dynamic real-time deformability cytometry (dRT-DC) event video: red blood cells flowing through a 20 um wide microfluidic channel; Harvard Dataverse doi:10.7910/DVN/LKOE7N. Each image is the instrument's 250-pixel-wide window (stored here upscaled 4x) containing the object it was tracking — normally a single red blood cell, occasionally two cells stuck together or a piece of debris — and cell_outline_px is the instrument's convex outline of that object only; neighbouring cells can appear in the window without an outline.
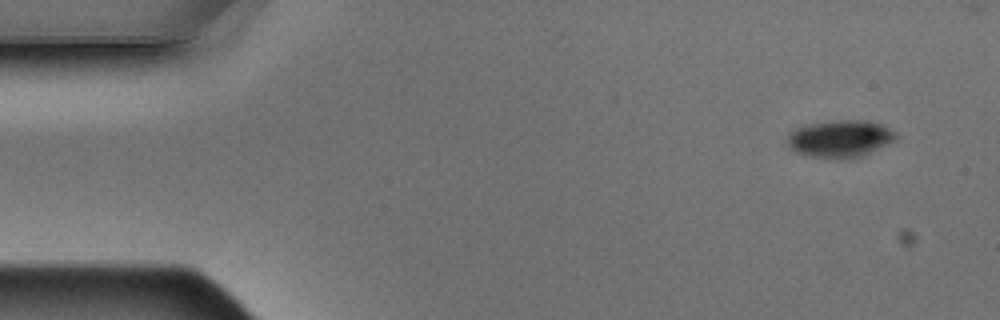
{"species": "Egyptian fruit bat (a non-hibernating species)", "species_latin": "Rousettus aegyptiacus", "temperature_condition": "warm", "stored_images_in_passage": 5, "camera_frame_rate_fps": 3000, "um_per_image_px": 0.085, "animal": {"sex": "male"}, "frame": {"image": 1, "passage_image": 1, "time_ms": 0.0, "image_size_px": [1000, 320], "cell_outline_px": [[900, 136], [896, 140], [860, 156], [812, 156], [796, 152], [784, 140], [788, 132], [804, 124], [832, 120], [864, 120], [880, 124], [896, 132]], "centroid_in_image_um": [71.37, 11.73], "position_along_channel_um": 13.6, "area_um2": 23.12}}
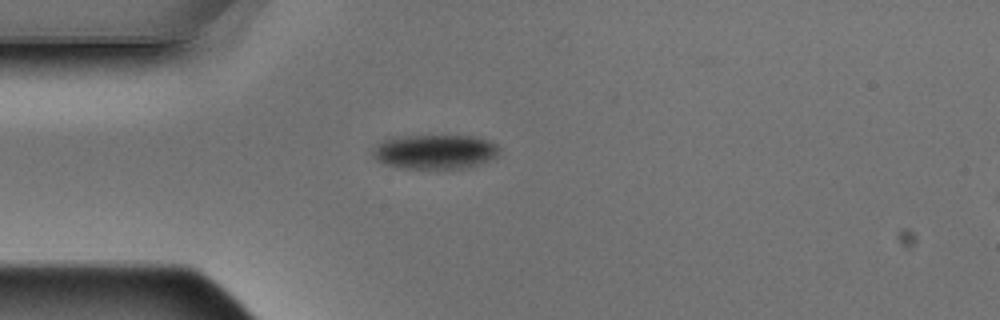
{"frame": {"image": 2, "passage_image": 4, "time_ms": 1.0, "image_size_px": [1000, 320], "cell_outline_px": [[500, 148], [496, 156], [480, 164], [464, 168], [400, 168], [384, 164], [376, 160], [372, 156], [372, 152], [376, 144], [380, 140], [392, 136], [476, 136], [488, 140], [496, 144]], "centroid_in_image_um": [36.91, 12.89], "position_along_channel_um": 48.1, "area_um2": 25.61}}